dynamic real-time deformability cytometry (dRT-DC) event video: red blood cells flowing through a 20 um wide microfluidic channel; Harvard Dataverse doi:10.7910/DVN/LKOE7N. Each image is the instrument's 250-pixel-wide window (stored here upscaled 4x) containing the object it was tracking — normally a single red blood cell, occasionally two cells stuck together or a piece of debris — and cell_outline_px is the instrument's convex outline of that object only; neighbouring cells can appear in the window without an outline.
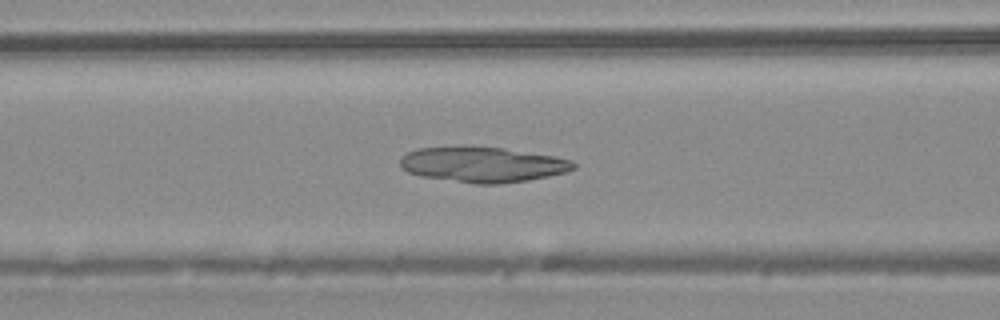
{"species": "common noctule bat (a hibernating species)", "species_latin": "Nyctalus noctula", "temperature_condition": "warm", "stored_images_in_passage": 47, "camera_frame_rate_fps": 3000, "um_per_image_px": 0.085, "animal": {"sex": "male", "body_mass_g": 20.4}, "frame": {"image": 1, "passage_image": 19, "time_ms": 6.0, "image_size_px": [1000, 320], "cell_outline_px": [[576, 168], [568, 172], [528, 180], [500, 184], [476, 184], [420, 176], [408, 172], [400, 168], [400, 160], [408, 152], [420, 148], [504, 148], [556, 156], [572, 160], [576, 164]], "centroid_in_image_um": [41.09, 14.01], "position_along_channel_um": 125.5, "area_um2": 35.26}}
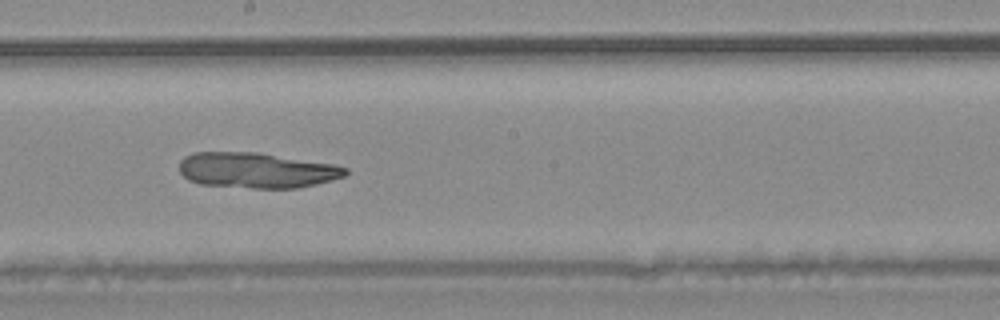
{"frame": {"image": 2, "passage_image": 26, "time_ms": 8.333, "image_size_px": [1000, 320], "cell_outline_px": [[348, 172], [344, 176], [332, 180], [316, 184], [296, 188], [252, 188], [200, 184], [188, 180], [180, 172], [180, 160], [184, 156], [192, 152], [260, 152], [336, 164], [348, 168]], "centroid_in_image_um": [21.82, 14.46], "position_along_channel_um": 226.4, "area_um2": 34.68}}
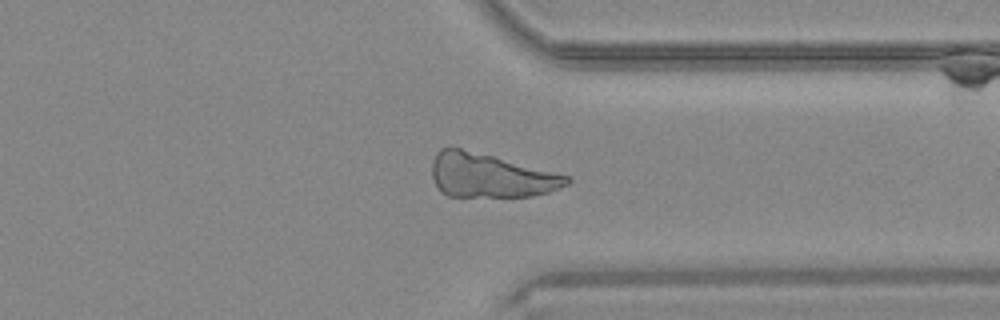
{"frame": {"image": 3, "passage_image": 36, "time_ms": 11.667, "image_size_px": [1000, 320], "cell_outline_px": [[572, 180], [568, 184], [548, 192], [532, 196], [448, 196], [440, 192], [432, 176], [432, 160], [436, 152], [440, 148], [460, 148], [492, 156], [568, 176]], "centroid_in_image_um": [41.63, 14.93], "position_along_channel_um": 369.8, "area_um2": 33.99}}